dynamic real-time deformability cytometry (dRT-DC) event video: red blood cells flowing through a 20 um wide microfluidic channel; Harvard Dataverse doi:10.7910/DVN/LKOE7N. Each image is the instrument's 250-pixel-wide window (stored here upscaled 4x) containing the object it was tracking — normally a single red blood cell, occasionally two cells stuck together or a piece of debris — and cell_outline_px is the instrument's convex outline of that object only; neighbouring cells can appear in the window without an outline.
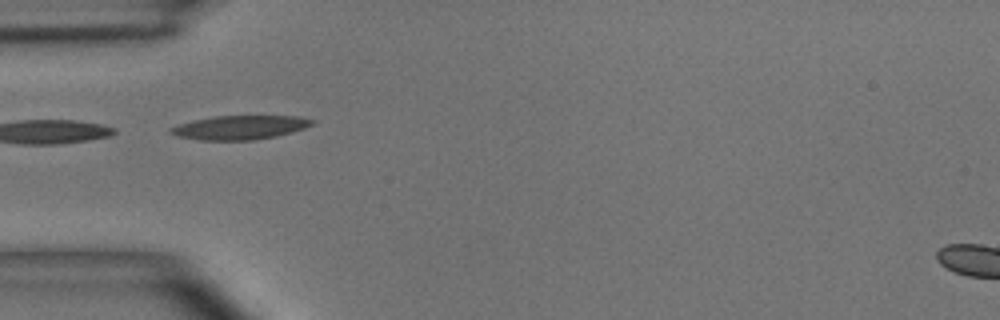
{"species": "common noctule bat (a hibernating species)", "species_latin": "Nyctalus noctula", "temperature_condition": "room temperature", "stored_images_in_passage": 5, "camera_frame_rate_fps": 3000, "um_per_image_px": 0.085, "animal": {"sex": "male", "body_mass_g": 15.6}, "frame": {"image": 1, "passage_image": 1, "time_ms": 0.0, "image_size_px": [1000, 320], "cell_outline_px": [[316, 120], [312, 124], [304, 128], [292, 132], [276, 136], [252, 140], [200, 140], [176, 136], [168, 132], [168, 128], [192, 120], [212, 116], [300, 116]], "centroid_in_image_um": [20.36, 10.83], "position_along_channel_um": 64.6, "area_um2": 19.83}}